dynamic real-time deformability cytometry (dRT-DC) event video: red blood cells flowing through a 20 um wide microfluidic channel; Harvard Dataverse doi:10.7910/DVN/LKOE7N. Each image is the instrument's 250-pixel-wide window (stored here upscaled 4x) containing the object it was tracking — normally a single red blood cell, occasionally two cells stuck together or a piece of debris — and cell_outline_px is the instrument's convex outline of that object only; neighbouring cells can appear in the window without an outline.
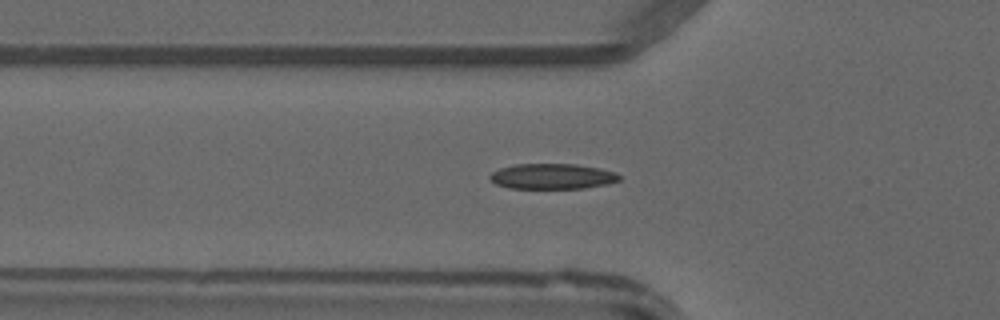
{"species": "common noctule bat (a hibernating species)", "species_latin": "Nyctalus noctula", "temperature_condition": "warm", "stored_images_in_passage": 46, "camera_frame_rate_fps": 3000, "um_per_image_px": 0.085, "animal": {"sex": "male", "forearm_length_mm": 52.5}, "frame": {"image": 1, "passage_image": 15, "time_ms": 4.667, "image_size_px": [1000, 320], "cell_outline_px": [[620, 180], [604, 184], [584, 188], [508, 188], [496, 184], [488, 176], [492, 172], [500, 168], [516, 164], [576, 164], [600, 168], [616, 172], [620, 176]], "centroid_in_image_um": [46.94, 14.98], "position_along_channel_um": 78.9, "area_um2": 19.07}}
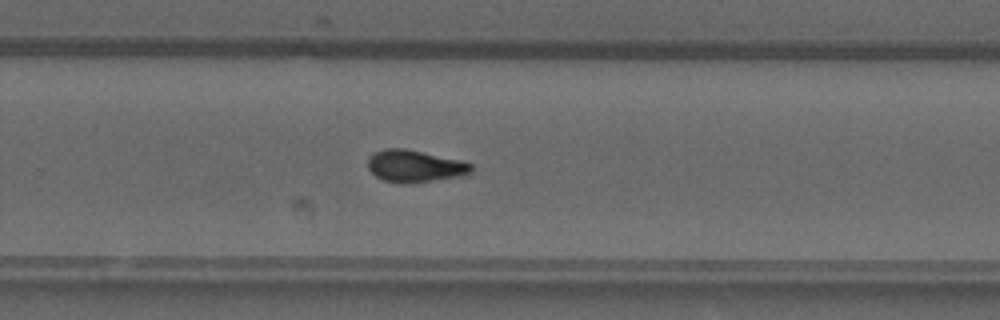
{"frame": {"image": 2, "passage_image": 30, "time_ms": 9.667, "image_size_px": [1000, 320], "cell_outline_px": [[472, 172], [460, 176], [404, 184], [400, 184], [384, 180], [376, 176], [368, 168], [368, 156], [384, 148], [404, 148], [460, 160], [472, 164]], "centroid_in_image_um": [35.23, 14.12], "position_along_channel_um": 294.6, "area_um2": 19.19}}
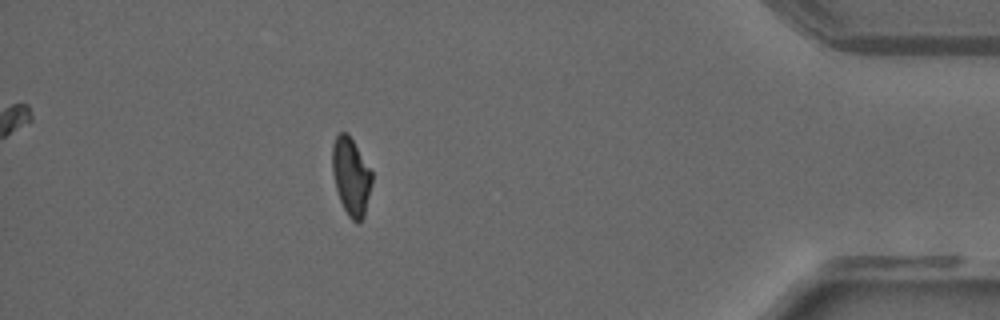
{"frame": {"image": 3, "passage_image": 41, "time_ms": 13.333, "image_size_px": [1000, 320], "cell_outline_px": [[372, 184], [364, 216], [360, 220], [352, 220], [348, 216], [340, 200], [336, 188], [332, 172], [332, 144], [336, 136], [340, 132], [348, 132], [372, 172]], "centroid_in_image_um": [29.83, 14.96], "position_along_channel_um": 405.4, "area_um2": 17.8}}